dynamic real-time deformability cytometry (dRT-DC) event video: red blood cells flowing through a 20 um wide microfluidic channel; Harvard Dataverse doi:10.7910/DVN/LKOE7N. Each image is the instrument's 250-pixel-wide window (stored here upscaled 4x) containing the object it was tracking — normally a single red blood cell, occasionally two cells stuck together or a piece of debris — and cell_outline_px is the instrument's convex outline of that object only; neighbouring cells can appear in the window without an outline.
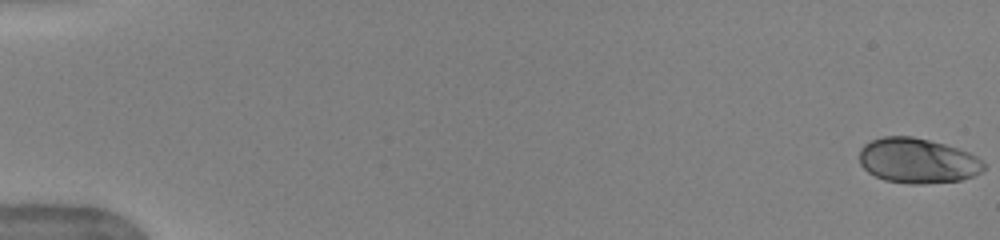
{"species": "human", "species_latin": "Homo sapiens", "temperature_condition": "warm", "stored_images_in_passage": 52, "camera_frame_rate_fps": 3000, "um_per_image_px": 0.085, "donor": {"sex": "female"}, "frame": {"image": 1, "passage_image": 1, "time_ms": 0.0, "image_size_px": [1000, 240], "cell_outline_px": [[984, 168], [980, 172], [972, 176], [960, 180], [924, 184], [912, 184], [884, 180], [868, 172], [860, 164], [860, 148], [864, 144], [872, 140], [884, 136], [912, 136], [944, 144], [968, 152], [984, 160]], "centroid_in_image_um": [77.98, 13.66], "position_along_channel_um": 7.0, "area_um2": 32.6}}
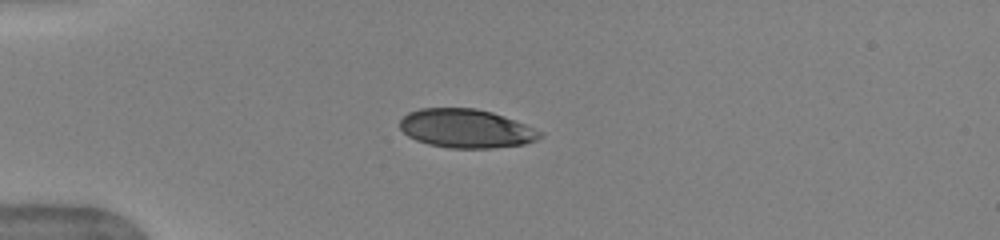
{"frame": {"image": 2, "passage_image": 15, "time_ms": 4.667, "image_size_px": [1000, 240], "cell_outline_px": [[544, 136], [536, 140], [524, 144], [492, 148], [448, 148], [428, 144], [416, 140], [408, 136], [400, 128], [400, 120], [408, 112], [420, 108], [476, 108], [492, 112], [504, 116], [544, 132]], "centroid_in_image_um": [39.62, 10.92], "position_along_channel_um": 45.4, "area_um2": 31.73}}
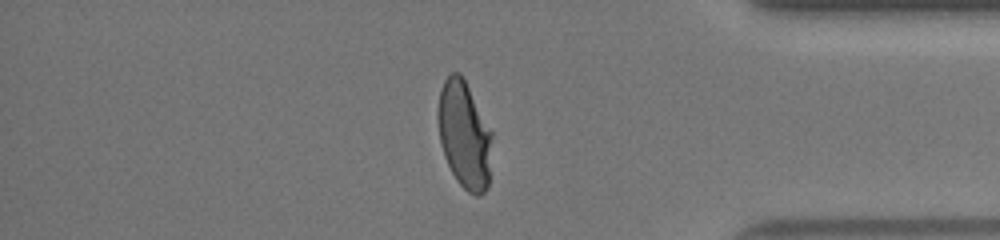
{"frame": {"image": 3, "passage_image": 45, "time_ms": 14.667, "image_size_px": [1000, 240], "cell_outline_px": [[492, 136], [488, 188], [480, 196], [476, 196], [468, 192], [456, 180], [444, 156], [440, 144], [436, 116], [436, 112], [440, 88], [444, 80], [452, 72], [460, 72], [492, 132]], "centroid_in_image_um": [39.44, 11.47], "position_along_channel_um": 395.8, "area_um2": 33.99}, "authors_computed_cell_mechanics": {"area_um2": 33.524, "velocity_mm_per_s": 3.9711, "shape_relaxation_time_tau1_ms": 3.5014, "shape_relaxation_time_tau2_ms": null, "deformation_change_tau1": 0.1851, "deformation_change_tau2": null}}